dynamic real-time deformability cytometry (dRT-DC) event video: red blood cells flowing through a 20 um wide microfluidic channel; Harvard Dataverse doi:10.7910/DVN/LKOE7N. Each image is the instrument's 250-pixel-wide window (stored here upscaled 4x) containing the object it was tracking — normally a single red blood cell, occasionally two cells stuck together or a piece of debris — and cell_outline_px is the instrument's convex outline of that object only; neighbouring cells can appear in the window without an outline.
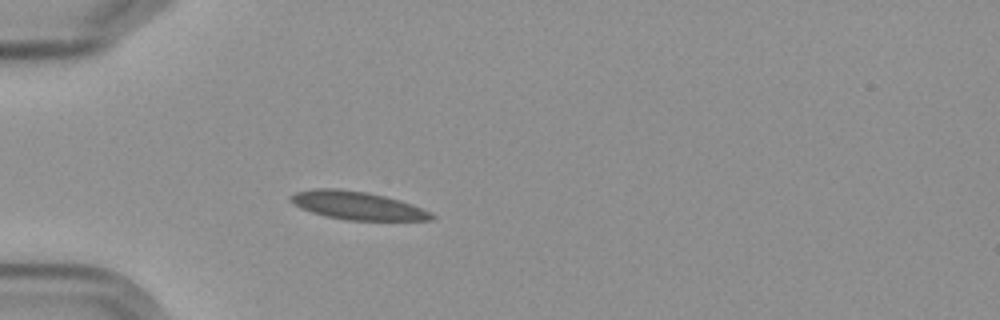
{"species": "Egyptian fruit bat (a non-hibernating species)", "species_latin": "Rousettus aegyptiacus", "temperature_condition": "cold", "stored_images_in_passage": 3, "camera_frame_rate_fps": 3000, "um_per_image_px": 0.085, "frame": {"image": 1, "passage_image": 3, "time_ms": 3.0, "image_size_px": [1000, 320], "cell_outline_px": [[436, 216], [432, 220], [348, 220], [324, 216], [300, 208], [292, 204], [288, 196], [296, 192], [316, 188], [336, 188], [368, 192], [400, 200], [412, 204], [432, 212]], "centroid_in_image_um": [30.36, 17.47], "position_along_channel_um": 54.6, "area_um2": 23.24}}